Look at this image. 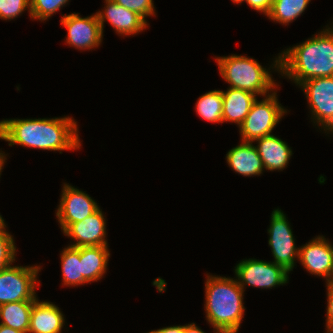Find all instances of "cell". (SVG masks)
I'll return each mask as SVG.
<instances>
[{
    "instance_id": "1",
    "label": "cell",
    "mask_w": 333,
    "mask_h": 333,
    "mask_svg": "<svg viewBox=\"0 0 333 333\" xmlns=\"http://www.w3.org/2000/svg\"><path fill=\"white\" fill-rule=\"evenodd\" d=\"M78 125L72 117L4 119L0 121V139L23 147L50 151L77 150L81 141Z\"/></svg>"
},
{
    "instance_id": "2",
    "label": "cell",
    "mask_w": 333,
    "mask_h": 333,
    "mask_svg": "<svg viewBox=\"0 0 333 333\" xmlns=\"http://www.w3.org/2000/svg\"><path fill=\"white\" fill-rule=\"evenodd\" d=\"M276 57L272 68L300 83L317 77H333V26Z\"/></svg>"
},
{
    "instance_id": "3",
    "label": "cell",
    "mask_w": 333,
    "mask_h": 333,
    "mask_svg": "<svg viewBox=\"0 0 333 333\" xmlns=\"http://www.w3.org/2000/svg\"><path fill=\"white\" fill-rule=\"evenodd\" d=\"M244 291L237 279L207 274L205 282L206 319L214 332L237 333L244 315Z\"/></svg>"
},
{
    "instance_id": "4",
    "label": "cell",
    "mask_w": 333,
    "mask_h": 333,
    "mask_svg": "<svg viewBox=\"0 0 333 333\" xmlns=\"http://www.w3.org/2000/svg\"><path fill=\"white\" fill-rule=\"evenodd\" d=\"M215 58L220 75L230 84L231 88L245 90L262 97L270 95L274 92L273 90H276L277 83L272 79L270 71L255 59L244 55Z\"/></svg>"
},
{
    "instance_id": "5",
    "label": "cell",
    "mask_w": 333,
    "mask_h": 333,
    "mask_svg": "<svg viewBox=\"0 0 333 333\" xmlns=\"http://www.w3.org/2000/svg\"><path fill=\"white\" fill-rule=\"evenodd\" d=\"M286 113L285 108L278 102L276 91L266 95L261 101L256 99L239 126L241 141L254 142L261 137L271 135L272 130Z\"/></svg>"
},
{
    "instance_id": "6",
    "label": "cell",
    "mask_w": 333,
    "mask_h": 333,
    "mask_svg": "<svg viewBox=\"0 0 333 333\" xmlns=\"http://www.w3.org/2000/svg\"><path fill=\"white\" fill-rule=\"evenodd\" d=\"M40 266H8L0 271V305L18 301H36ZM37 282V283H36Z\"/></svg>"
},
{
    "instance_id": "7",
    "label": "cell",
    "mask_w": 333,
    "mask_h": 333,
    "mask_svg": "<svg viewBox=\"0 0 333 333\" xmlns=\"http://www.w3.org/2000/svg\"><path fill=\"white\" fill-rule=\"evenodd\" d=\"M268 245L274 257V263L283 266L287 271H292L296 258L299 260V251L295 244L292 228L286 215L281 209L273 210L270 226L268 228Z\"/></svg>"
},
{
    "instance_id": "8",
    "label": "cell",
    "mask_w": 333,
    "mask_h": 333,
    "mask_svg": "<svg viewBox=\"0 0 333 333\" xmlns=\"http://www.w3.org/2000/svg\"><path fill=\"white\" fill-rule=\"evenodd\" d=\"M238 284L268 289L288 283L289 271L274 262L257 259H243L234 270Z\"/></svg>"
},
{
    "instance_id": "9",
    "label": "cell",
    "mask_w": 333,
    "mask_h": 333,
    "mask_svg": "<svg viewBox=\"0 0 333 333\" xmlns=\"http://www.w3.org/2000/svg\"><path fill=\"white\" fill-rule=\"evenodd\" d=\"M299 87L308 99L313 123L321 126L325 133H333V77L312 78Z\"/></svg>"
},
{
    "instance_id": "10",
    "label": "cell",
    "mask_w": 333,
    "mask_h": 333,
    "mask_svg": "<svg viewBox=\"0 0 333 333\" xmlns=\"http://www.w3.org/2000/svg\"><path fill=\"white\" fill-rule=\"evenodd\" d=\"M63 27L67 28L66 44L79 50H92L102 43L103 31L96 13L81 17L79 13L62 15Z\"/></svg>"
},
{
    "instance_id": "11",
    "label": "cell",
    "mask_w": 333,
    "mask_h": 333,
    "mask_svg": "<svg viewBox=\"0 0 333 333\" xmlns=\"http://www.w3.org/2000/svg\"><path fill=\"white\" fill-rule=\"evenodd\" d=\"M56 217L64 232L72 223L80 222L93 214L98 204L88 194L64 183Z\"/></svg>"
},
{
    "instance_id": "12",
    "label": "cell",
    "mask_w": 333,
    "mask_h": 333,
    "mask_svg": "<svg viewBox=\"0 0 333 333\" xmlns=\"http://www.w3.org/2000/svg\"><path fill=\"white\" fill-rule=\"evenodd\" d=\"M299 261L310 274L321 276L331 283L333 271V245L324 236H316L299 247Z\"/></svg>"
},
{
    "instance_id": "13",
    "label": "cell",
    "mask_w": 333,
    "mask_h": 333,
    "mask_svg": "<svg viewBox=\"0 0 333 333\" xmlns=\"http://www.w3.org/2000/svg\"><path fill=\"white\" fill-rule=\"evenodd\" d=\"M100 207L80 222L72 223L64 232L75 243L71 247L108 246L106 237V220Z\"/></svg>"
},
{
    "instance_id": "14",
    "label": "cell",
    "mask_w": 333,
    "mask_h": 333,
    "mask_svg": "<svg viewBox=\"0 0 333 333\" xmlns=\"http://www.w3.org/2000/svg\"><path fill=\"white\" fill-rule=\"evenodd\" d=\"M102 31L104 22L112 25L118 35H135L148 27L147 21L134 11H131L113 0H105L104 10L96 12Z\"/></svg>"
},
{
    "instance_id": "15",
    "label": "cell",
    "mask_w": 333,
    "mask_h": 333,
    "mask_svg": "<svg viewBox=\"0 0 333 333\" xmlns=\"http://www.w3.org/2000/svg\"><path fill=\"white\" fill-rule=\"evenodd\" d=\"M65 318L58 306L49 301L33 303L28 333H61Z\"/></svg>"
},
{
    "instance_id": "16",
    "label": "cell",
    "mask_w": 333,
    "mask_h": 333,
    "mask_svg": "<svg viewBox=\"0 0 333 333\" xmlns=\"http://www.w3.org/2000/svg\"><path fill=\"white\" fill-rule=\"evenodd\" d=\"M226 160L233 171L246 177L261 175L265 169L253 142L242 141L227 152Z\"/></svg>"
},
{
    "instance_id": "17",
    "label": "cell",
    "mask_w": 333,
    "mask_h": 333,
    "mask_svg": "<svg viewBox=\"0 0 333 333\" xmlns=\"http://www.w3.org/2000/svg\"><path fill=\"white\" fill-rule=\"evenodd\" d=\"M254 142L258 144L255 147L266 170L282 171L287 167L292 156V149L285 141L271 134L261 137Z\"/></svg>"
},
{
    "instance_id": "18",
    "label": "cell",
    "mask_w": 333,
    "mask_h": 333,
    "mask_svg": "<svg viewBox=\"0 0 333 333\" xmlns=\"http://www.w3.org/2000/svg\"><path fill=\"white\" fill-rule=\"evenodd\" d=\"M223 96V122H234L238 127L248 115L257 95L236 88H227L222 91Z\"/></svg>"
},
{
    "instance_id": "19",
    "label": "cell",
    "mask_w": 333,
    "mask_h": 333,
    "mask_svg": "<svg viewBox=\"0 0 333 333\" xmlns=\"http://www.w3.org/2000/svg\"><path fill=\"white\" fill-rule=\"evenodd\" d=\"M110 252L108 246L80 247V262L82 276L88 282H95L103 278L106 273Z\"/></svg>"
},
{
    "instance_id": "20",
    "label": "cell",
    "mask_w": 333,
    "mask_h": 333,
    "mask_svg": "<svg viewBox=\"0 0 333 333\" xmlns=\"http://www.w3.org/2000/svg\"><path fill=\"white\" fill-rule=\"evenodd\" d=\"M34 302L18 301L0 305V319H2L0 324L28 333Z\"/></svg>"
},
{
    "instance_id": "21",
    "label": "cell",
    "mask_w": 333,
    "mask_h": 333,
    "mask_svg": "<svg viewBox=\"0 0 333 333\" xmlns=\"http://www.w3.org/2000/svg\"><path fill=\"white\" fill-rule=\"evenodd\" d=\"M60 255L63 285L75 287L88 283L82 276L80 247L67 246Z\"/></svg>"
},
{
    "instance_id": "22",
    "label": "cell",
    "mask_w": 333,
    "mask_h": 333,
    "mask_svg": "<svg viewBox=\"0 0 333 333\" xmlns=\"http://www.w3.org/2000/svg\"><path fill=\"white\" fill-rule=\"evenodd\" d=\"M196 113L203 120L223 123V96L221 90H212L200 96L196 102Z\"/></svg>"
},
{
    "instance_id": "23",
    "label": "cell",
    "mask_w": 333,
    "mask_h": 333,
    "mask_svg": "<svg viewBox=\"0 0 333 333\" xmlns=\"http://www.w3.org/2000/svg\"><path fill=\"white\" fill-rule=\"evenodd\" d=\"M311 0H273L267 17L274 22L288 25L296 20Z\"/></svg>"
},
{
    "instance_id": "24",
    "label": "cell",
    "mask_w": 333,
    "mask_h": 333,
    "mask_svg": "<svg viewBox=\"0 0 333 333\" xmlns=\"http://www.w3.org/2000/svg\"><path fill=\"white\" fill-rule=\"evenodd\" d=\"M68 2L69 0H30V17L45 21Z\"/></svg>"
},
{
    "instance_id": "25",
    "label": "cell",
    "mask_w": 333,
    "mask_h": 333,
    "mask_svg": "<svg viewBox=\"0 0 333 333\" xmlns=\"http://www.w3.org/2000/svg\"><path fill=\"white\" fill-rule=\"evenodd\" d=\"M5 228L6 224L0 228V271L16 261V245L12 235Z\"/></svg>"
},
{
    "instance_id": "26",
    "label": "cell",
    "mask_w": 333,
    "mask_h": 333,
    "mask_svg": "<svg viewBox=\"0 0 333 333\" xmlns=\"http://www.w3.org/2000/svg\"><path fill=\"white\" fill-rule=\"evenodd\" d=\"M24 10H28L30 15V0H0V19L18 18Z\"/></svg>"
},
{
    "instance_id": "27",
    "label": "cell",
    "mask_w": 333,
    "mask_h": 333,
    "mask_svg": "<svg viewBox=\"0 0 333 333\" xmlns=\"http://www.w3.org/2000/svg\"><path fill=\"white\" fill-rule=\"evenodd\" d=\"M117 4L136 12L145 20L146 17L155 15L153 0H113Z\"/></svg>"
},
{
    "instance_id": "28",
    "label": "cell",
    "mask_w": 333,
    "mask_h": 333,
    "mask_svg": "<svg viewBox=\"0 0 333 333\" xmlns=\"http://www.w3.org/2000/svg\"><path fill=\"white\" fill-rule=\"evenodd\" d=\"M327 287V312H326V331L333 333V283H326Z\"/></svg>"
},
{
    "instance_id": "29",
    "label": "cell",
    "mask_w": 333,
    "mask_h": 333,
    "mask_svg": "<svg viewBox=\"0 0 333 333\" xmlns=\"http://www.w3.org/2000/svg\"><path fill=\"white\" fill-rule=\"evenodd\" d=\"M246 2L252 9L256 10L257 12H263L264 15H268L271 6L273 3V0H241L238 4L242 2Z\"/></svg>"
},
{
    "instance_id": "30",
    "label": "cell",
    "mask_w": 333,
    "mask_h": 333,
    "mask_svg": "<svg viewBox=\"0 0 333 333\" xmlns=\"http://www.w3.org/2000/svg\"><path fill=\"white\" fill-rule=\"evenodd\" d=\"M147 333H184V325H179V326H168L164 328H160L158 330H152Z\"/></svg>"
},
{
    "instance_id": "31",
    "label": "cell",
    "mask_w": 333,
    "mask_h": 333,
    "mask_svg": "<svg viewBox=\"0 0 333 333\" xmlns=\"http://www.w3.org/2000/svg\"><path fill=\"white\" fill-rule=\"evenodd\" d=\"M184 333H206L201 330L195 323L185 324L184 325ZM215 333H220L219 331H215Z\"/></svg>"
},
{
    "instance_id": "32",
    "label": "cell",
    "mask_w": 333,
    "mask_h": 333,
    "mask_svg": "<svg viewBox=\"0 0 333 333\" xmlns=\"http://www.w3.org/2000/svg\"><path fill=\"white\" fill-rule=\"evenodd\" d=\"M0 333H24V332L0 324Z\"/></svg>"
},
{
    "instance_id": "33",
    "label": "cell",
    "mask_w": 333,
    "mask_h": 333,
    "mask_svg": "<svg viewBox=\"0 0 333 333\" xmlns=\"http://www.w3.org/2000/svg\"><path fill=\"white\" fill-rule=\"evenodd\" d=\"M3 151H0V175H1V172H2V169H3V166L5 164V161H6V155Z\"/></svg>"
},
{
    "instance_id": "34",
    "label": "cell",
    "mask_w": 333,
    "mask_h": 333,
    "mask_svg": "<svg viewBox=\"0 0 333 333\" xmlns=\"http://www.w3.org/2000/svg\"><path fill=\"white\" fill-rule=\"evenodd\" d=\"M4 218L0 215V228L3 227L6 223H4Z\"/></svg>"
},
{
    "instance_id": "35",
    "label": "cell",
    "mask_w": 333,
    "mask_h": 333,
    "mask_svg": "<svg viewBox=\"0 0 333 333\" xmlns=\"http://www.w3.org/2000/svg\"><path fill=\"white\" fill-rule=\"evenodd\" d=\"M235 4H238L241 0H232Z\"/></svg>"
},
{
    "instance_id": "36",
    "label": "cell",
    "mask_w": 333,
    "mask_h": 333,
    "mask_svg": "<svg viewBox=\"0 0 333 333\" xmlns=\"http://www.w3.org/2000/svg\"><path fill=\"white\" fill-rule=\"evenodd\" d=\"M331 283H333V271H332V274H331Z\"/></svg>"
}]
</instances>
